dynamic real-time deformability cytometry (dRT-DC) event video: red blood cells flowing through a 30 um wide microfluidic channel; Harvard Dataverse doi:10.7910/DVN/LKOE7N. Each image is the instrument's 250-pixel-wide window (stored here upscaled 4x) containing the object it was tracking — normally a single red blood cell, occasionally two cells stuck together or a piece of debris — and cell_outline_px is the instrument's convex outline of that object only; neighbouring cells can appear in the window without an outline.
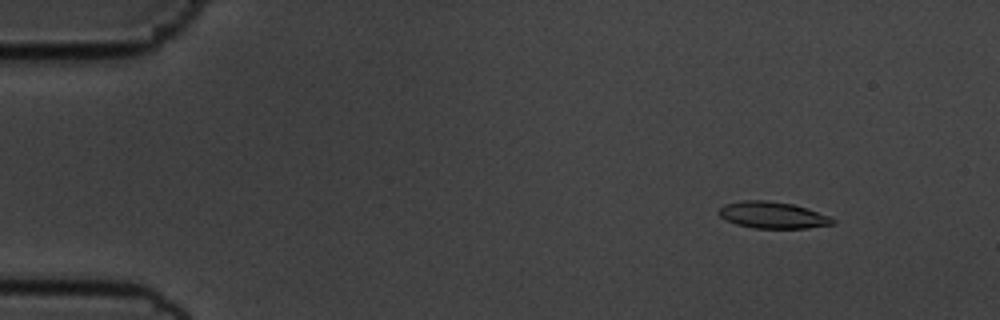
{"species": "common noctule bat (a hibernating species)", "species_latin": "Nyctalus noctula", "temperature_condition": "cold", "stored_images_in_passage": 51, "camera_frame_rate_fps": 3000, "um_per_image_px": 0.085, "animal": {"sex": "male", "body_mass_g": 19.5, "forearm_length_mm": 54.6}, "frame": {"image": 1, "passage_image": 1, "time_ms": 0.0, "image_size_px": [1000, 320], "cell_outline_px": [[836, 224], [808, 228], [752, 228], [736, 224], [720, 216], [720, 208], [724, 204], [744, 200], [764, 200], [792, 204], [808, 208], [828, 216], [836, 220]], "centroid_in_image_um": [65.72, 18.29], "position_along_channel_um": 19.3, "area_um2": 17.57}}
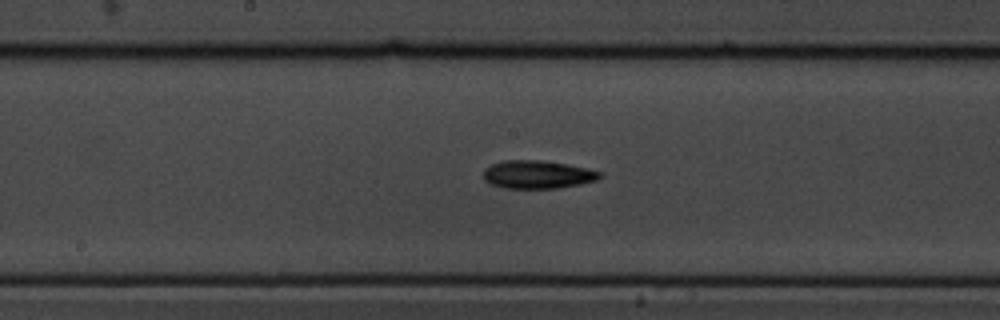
{"frame": {"image": 2, "passage_image": 24, "time_ms": 7.667, "image_size_px": [1000, 320], "cell_outline_px": [[604, 176], [596, 180], [580, 184], [560, 188], [504, 188], [492, 184], [484, 180], [484, 168], [492, 164], [504, 160], [540, 160], [568, 164], [588, 168], [600, 172]], "centroid_in_image_um": [45.71, 14.83], "position_along_channel_um": 202.5, "area_um2": 19.13}}
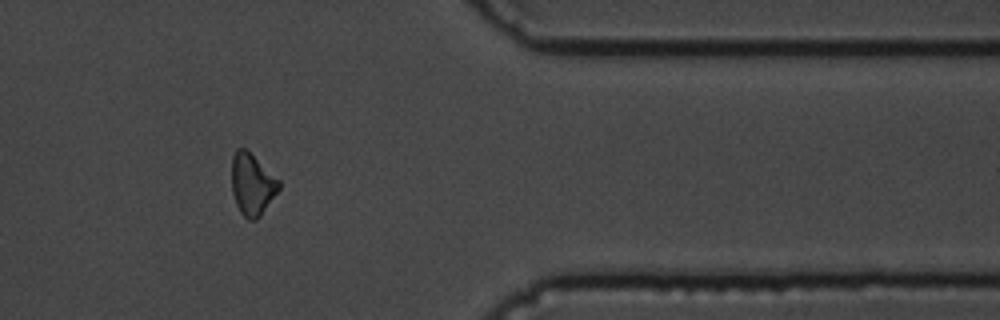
{"frame": {"image": 3, "passage_image": 41, "time_ms": 13.333, "image_size_px": [1000, 320], "cell_outline_px": [[280, 188], [260, 216], [256, 220], [248, 220], [240, 212], [236, 204], [232, 192], [232, 156], [236, 148], [244, 148], [280, 180]], "centroid_in_image_um": [21.42, 15.68], "position_along_channel_um": 390.0, "area_um2": 16.82}, "authors_computed_cell_mechanics": {"area_um2": 17.9758, "velocity_mm_per_s": 3.6153, "shape_relaxation_time_tau1_ms": 4.3512, "shape_relaxation_time_tau2_ms": null, "deformation_change_tau1": 0.1351, "deformation_change_tau2": null}}